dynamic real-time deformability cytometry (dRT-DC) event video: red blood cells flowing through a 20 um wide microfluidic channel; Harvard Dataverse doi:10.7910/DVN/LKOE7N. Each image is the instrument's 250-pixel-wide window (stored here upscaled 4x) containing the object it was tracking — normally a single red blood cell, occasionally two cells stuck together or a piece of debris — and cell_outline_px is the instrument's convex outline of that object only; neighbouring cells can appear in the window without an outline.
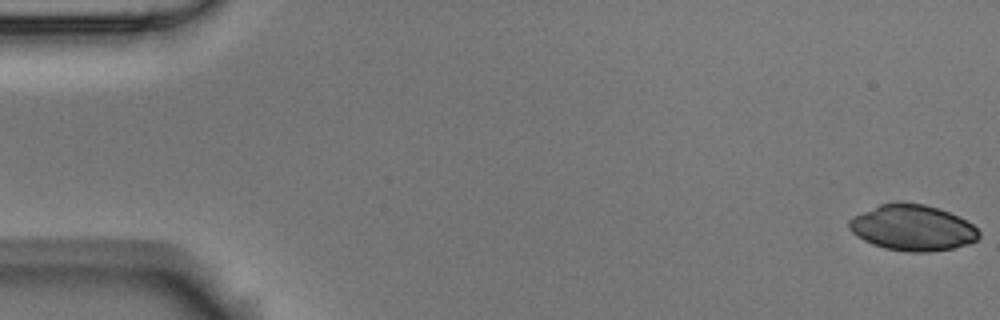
{"species": "Egyptian fruit bat (a non-hibernating species)", "species_latin": "Rousettus aegyptiacus", "temperature_condition": "room temperature", "stored_images_in_passage": 3, "camera_frame_rate_fps": 3000, "um_per_image_px": 0.085, "animal": {"sex": "male"}, "frame": {"image": 1, "passage_image": 1, "time_ms": 0.0, "image_size_px": [1000, 320], "cell_outline_px": [[980, 236], [976, 240], [968, 244], [952, 248], [928, 252], [908, 252], [884, 248], [872, 244], [856, 236], [848, 228], [848, 220], [852, 216], [880, 204], [924, 204], [948, 212], [972, 224], [980, 232]], "centroid_in_image_um": [77.53, 19.39], "position_along_channel_um": 7.5, "area_um2": 34.22}}